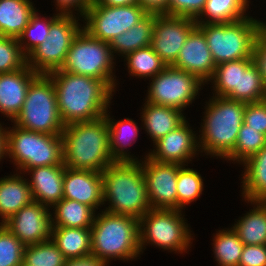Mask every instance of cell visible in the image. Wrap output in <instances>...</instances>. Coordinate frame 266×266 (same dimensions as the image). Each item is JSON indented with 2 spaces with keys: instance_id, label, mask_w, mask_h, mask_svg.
<instances>
[{
  "instance_id": "1",
  "label": "cell",
  "mask_w": 266,
  "mask_h": 266,
  "mask_svg": "<svg viewBox=\"0 0 266 266\" xmlns=\"http://www.w3.org/2000/svg\"><path fill=\"white\" fill-rule=\"evenodd\" d=\"M54 83L64 125L93 121L110 110L115 92L103 81L60 69L47 74Z\"/></svg>"
},
{
  "instance_id": "2",
  "label": "cell",
  "mask_w": 266,
  "mask_h": 266,
  "mask_svg": "<svg viewBox=\"0 0 266 266\" xmlns=\"http://www.w3.org/2000/svg\"><path fill=\"white\" fill-rule=\"evenodd\" d=\"M207 99L198 128L199 150L201 156L224 160L234 150L246 103L212 94Z\"/></svg>"
},
{
  "instance_id": "3",
  "label": "cell",
  "mask_w": 266,
  "mask_h": 266,
  "mask_svg": "<svg viewBox=\"0 0 266 266\" xmlns=\"http://www.w3.org/2000/svg\"><path fill=\"white\" fill-rule=\"evenodd\" d=\"M102 179L104 211L140 219L151 209L141 161H115Z\"/></svg>"
},
{
  "instance_id": "4",
  "label": "cell",
  "mask_w": 266,
  "mask_h": 266,
  "mask_svg": "<svg viewBox=\"0 0 266 266\" xmlns=\"http://www.w3.org/2000/svg\"><path fill=\"white\" fill-rule=\"evenodd\" d=\"M62 138L63 164L67 168L102 173L115 162L109 150V129L105 116L65 125Z\"/></svg>"
},
{
  "instance_id": "5",
  "label": "cell",
  "mask_w": 266,
  "mask_h": 266,
  "mask_svg": "<svg viewBox=\"0 0 266 266\" xmlns=\"http://www.w3.org/2000/svg\"><path fill=\"white\" fill-rule=\"evenodd\" d=\"M139 219L101 210L91 227V254L105 261H136L141 257Z\"/></svg>"
},
{
  "instance_id": "6",
  "label": "cell",
  "mask_w": 266,
  "mask_h": 266,
  "mask_svg": "<svg viewBox=\"0 0 266 266\" xmlns=\"http://www.w3.org/2000/svg\"><path fill=\"white\" fill-rule=\"evenodd\" d=\"M6 127V158L16 172L63 164L62 135L28 131L11 123ZM19 170V171H18Z\"/></svg>"
},
{
  "instance_id": "7",
  "label": "cell",
  "mask_w": 266,
  "mask_h": 266,
  "mask_svg": "<svg viewBox=\"0 0 266 266\" xmlns=\"http://www.w3.org/2000/svg\"><path fill=\"white\" fill-rule=\"evenodd\" d=\"M182 210L150 209L139 219L140 249L147 246L185 255L191 250L195 234Z\"/></svg>"
},
{
  "instance_id": "8",
  "label": "cell",
  "mask_w": 266,
  "mask_h": 266,
  "mask_svg": "<svg viewBox=\"0 0 266 266\" xmlns=\"http://www.w3.org/2000/svg\"><path fill=\"white\" fill-rule=\"evenodd\" d=\"M266 24L248 16L227 24H197L203 31L216 65L233 60L252 58L258 32Z\"/></svg>"
},
{
  "instance_id": "9",
  "label": "cell",
  "mask_w": 266,
  "mask_h": 266,
  "mask_svg": "<svg viewBox=\"0 0 266 266\" xmlns=\"http://www.w3.org/2000/svg\"><path fill=\"white\" fill-rule=\"evenodd\" d=\"M116 63L110 44L82 29L72 42L60 70L103 80L116 93L119 87V79H116L119 77L115 74Z\"/></svg>"
},
{
  "instance_id": "10",
  "label": "cell",
  "mask_w": 266,
  "mask_h": 266,
  "mask_svg": "<svg viewBox=\"0 0 266 266\" xmlns=\"http://www.w3.org/2000/svg\"><path fill=\"white\" fill-rule=\"evenodd\" d=\"M19 128L51 135H62L65 127L57 104L52 79L39 74L30 84L19 114L12 121Z\"/></svg>"
},
{
  "instance_id": "11",
  "label": "cell",
  "mask_w": 266,
  "mask_h": 266,
  "mask_svg": "<svg viewBox=\"0 0 266 266\" xmlns=\"http://www.w3.org/2000/svg\"><path fill=\"white\" fill-rule=\"evenodd\" d=\"M78 21H83V18L59 15L51 23L47 39L27 56V66L37 74L46 75L61 69L72 42L83 29Z\"/></svg>"
},
{
  "instance_id": "12",
  "label": "cell",
  "mask_w": 266,
  "mask_h": 266,
  "mask_svg": "<svg viewBox=\"0 0 266 266\" xmlns=\"http://www.w3.org/2000/svg\"><path fill=\"white\" fill-rule=\"evenodd\" d=\"M204 85L206 84L196 75L167 65L163 71L149 80L147 94L143 100L184 112L197 98L199 99Z\"/></svg>"
},
{
  "instance_id": "13",
  "label": "cell",
  "mask_w": 266,
  "mask_h": 266,
  "mask_svg": "<svg viewBox=\"0 0 266 266\" xmlns=\"http://www.w3.org/2000/svg\"><path fill=\"white\" fill-rule=\"evenodd\" d=\"M148 12L139 4L127 6L91 5L83 17V29L103 42L111 41L141 21Z\"/></svg>"
},
{
  "instance_id": "14",
  "label": "cell",
  "mask_w": 266,
  "mask_h": 266,
  "mask_svg": "<svg viewBox=\"0 0 266 266\" xmlns=\"http://www.w3.org/2000/svg\"><path fill=\"white\" fill-rule=\"evenodd\" d=\"M141 164L151 209L177 210V178L183 165L159 162L148 156Z\"/></svg>"
},
{
  "instance_id": "15",
  "label": "cell",
  "mask_w": 266,
  "mask_h": 266,
  "mask_svg": "<svg viewBox=\"0 0 266 266\" xmlns=\"http://www.w3.org/2000/svg\"><path fill=\"white\" fill-rule=\"evenodd\" d=\"M196 26L193 18L155 14L151 47L166 65H172Z\"/></svg>"
},
{
  "instance_id": "16",
  "label": "cell",
  "mask_w": 266,
  "mask_h": 266,
  "mask_svg": "<svg viewBox=\"0 0 266 266\" xmlns=\"http://www.w3.org/2000/svg\"><path fill=\"white\" fill-rule=\"evenodd\" d=\"M192 128V125L186 119L175 130L156 141L153 148L146 151L145 156L159 162L177 163L186 166L192 164L194 159L199 155L201 156L198 145V131Z\"/></svg>"
},
{
  "instance_id": "17",
  "label": "cell",
  "mask_w": 266,
  "mask_h": 266,
  "mask_svg": "<svg viewBox=\"0 0 266 266\" xmlns=\"http://www.w3.org/2000/svg\"><path fill=\"white\" fill-rule=\"evenodd\" d=\"M25 246L51 240L52 217L50 208L38 202L20 209L3 224Z\"/></svg>"
},
{
  "instance_id": "18",
  "label": "cell",
  "mask_w": 266,
  "mask_h": 266,
  "mask_svg": "<svg viewBox=\"0 0 266 266\" xmlns=\"http://www.w3.org/2000/svg\"><path fill=\"white\" fill-rule=\"evenodd\" d=\"M63 199H70L91 207L96 213L103 210L102 173L65 167Z\"/></svg>"
},
{
  "instance_id": "19",
  "label": "cell",
  "mask_w": 266,
  "mask_h": 266,
  "mask_svg": "<svg viewBox=\"0 0 266 266\" xmlns=\"http://www.w3.org/2000/svg\"><path fill=\"white\" fill-rule=\"evenodd\" d=\"M172 65L196 75L205 84L213 77L216 64L205 35L198 26L190 32L185 44L180 49L177 60Z\"/></svg>"
},
{
  "instance_id": "20",
  "label": "cell",
  "mask_w": 266,
  "mask_h": 266,
  "mask_svg": "<svg viewBox=\"0 0 266 266\" xmlns=\"http://www.w3.org/2000/svg\"><path fill=\"white\" fill-rule=\"evenodd\" d=\"M29 66L0 74V113L13 121L19 114L26 99L28 87L38 76Z\"/></svg>"
},
{
  "instance_id": "21",
  "label": "cell",
  "mask_w": 266,
  "mask_h": 266,
  "mask_svg": "<svg viewBox=\"0 0 266 266\" xmlns=\"http://www.w3.org/2000/svg\"><path fill=\"white\" fill-rule=\"evenodd\" d=\"M64 164L40 166L28 169L24 174L29 175L27 181L34 202L46 205L50 209L63 199Z\"/></svg>"
},
{
  "instance_id": "22",
  "label": "cell",
  "mask_w": 266,
  "mask_h": 266,
  "mask_svg": "<svg viewBox=\"0 0 266 266\" xmlns=\"http://www.w3.org/2000/svg\"><path fill=\"white\" fill-rule=\"evenodd\" d=\"M143 102L144 104L140 108L141 125L139 126H142L140 128L145 130L153 144L186 120V113L179 109Z\"/></svg>"
},
{
  "instance_id": "23",
  "label": "cell",
  "mask_w": 266,
  "mask_h": 266,
  "mask_svg": "<svg viewBox=\"0 0 266 266\" xmlns=\"http://www.w3.org/2000/svg\"><path fill=\"white\" fill-rule=\"evenodd\" d=\"M107 109L105 119L109 129V150L114 161H142L146 156H139L129 151L130 146L136 143L140 128L132 118L116 120ZM113 117V118H112ZM116 120V121H115Z\"/></svg>"
},
{
  "instance_id": "24",
  "label": "cell",
  "mask_w": 266,
  "mask_h": 266,
  "mask_svg": "<svg viewBox=\"0 0 266 266\" xmlns=\"http://www.w3.org/2000/svg\"><path fill=\"white\" fill-rule=\"evenodd\" d=\"M27 177L13 171L0 178V224L34 201Z\"/></svg>"
},
{
  "instance_id": "25",
  "label": "cell",
  "mask_w": 266,
  "mask_h": 266,
  "mask_svg": "<svg viewBox=\"0 0 266 266\" xmlns=\"http://www.w3.org/2000/svg\"><path fill=\"white\" fill-rule=\"evenodd\" d=\"M242 200L253 209L249 207L251 210L235 219L232 229L244 245H266V206L261 201Z\"/></svg>"
},
{
  "instance_id": "26",
  "label": "cell",
  "mask_w": 266,
  "mask_h": 266,
  "mask_svg": "<svg viewBox=\"0 0 266 266\" xmlns=\"http://www.w3.org/2000/svg\"><path fill=\"white\" fill-rule=\"evenodd\" d=\"M241 166L244 168L239 179L242 199L260 201L266 195V145Z\"/></svg>"
},
{
  "instance_id": "27",
  "label": "cell",
  "mask_w": 266,
  "mask_h": 266,
  "mask_svg": "<svg viewBox=\"0 0 266 266\" xmlns=\"http://www.w3.org/2000/svg\"><path fill=\"white\" fill-rule=\"evenodd\" d=\"M155 14L148 13L141 21L128 31L116 36L110 43L114 58L121 59L128 53L151 46ZM119 56V57H118ZM118 57V58H117Z\"/></svg>"
},
{
  "instance_id": "28",
  "label": "cell",
  "mask_w": 266,
  "mask_h": 266,
  "mask_svg": "<svg viewBox=\"0 0 266 266\" xmlns=\"http://www.w3.org/2000/svg\"><path fill=\"white\" fill-rule=\"evenodd\" d=\"M251 0H206L204 9L195 19L196 24H227L249 15Z\"/></svg>"
},
{
  "instance_id": "29",
  "label": "cell",
  "mask_w": 266,
  "mask_h": 266,
  "mask_svg": "<svg viewBox=\"0 0 266 266\" xmlns=\"http://www.w3.org/2000/svg\"><path fill=\"white\" fill-rule=\"evenodd\" d=\"M32 0H0V36L18 39L36 11Z\"/></svg>"
},
{
  "instance_id": "30",
  "label": "cell",
  "mask_w": 266,
  "mask_h": 266,
  "mask_svg": "<svg viewBox=\"0 0 266 266\" xmlns=\"http://www.w3.org/2000/svg\"><path fill=\"white\" fill-rule=\"evenodd\" d=\"M53 228H91L96 212L80 202L62 199L51 209Z\"/></svg>"
},
{
  "instance_id": "31",
  "label": "cell",
  "mask_w": 266,
  "mask_h": 266,
  "mask_svg": "<svg viewBox=\"0 0 266 266\" xmlns=\"http://www.w3.org/2000/svg\"><path fill=\"white\" fill-rule=\"evenodd\" d=\"M51 240L66 259L91 255V228H52Z\"/></svg>"
},
{
  "instance_id": "32",
  "label": "cell",
  "mask_w": 266,
  "mask_h": 266,
  "mask_svg": "<svg viewBox=\"0 0 266 266\" xmlns=\"http://www.w3.org/2000/svg\"><path fill=\"white\" fill-rule=\"evenodd\" d=\"M228 98L245 103L266 100V85L252 58L240 59L239 90H235Z\"/></svg>"
},
{
  "instance_id": "33",
  "label": "cell",
  "mask_w": 266,
  "mask_h": 266,
  "mask_svg": "<svg viewBox=\"0 0 266 266\" xmlns=\"http://www.w3.org/2000/svg\"><path fill=\"white\" fill-rule=\"evenodd\" d=\"M129 77L144 81L153 78L167 66L151 46L137 49L123 57Z\"/></svg>"
},
{
  "instance_id": "34",
  "label": "cell",
  "mask_w": 266,
  "mask_h": 266,
  "mask_svg": "<svg viewBox=\"0 0 266 266\" xmlns=\"http://www.w3.org/2000/svg\"><path fill=\"white\" fill-rule=\"evenodd\" d=\"M212 248L217 266H239L244 244L237 233L230 228H223L213 233Z\"/></svg>"
},
{
  "instance_id": "35",
  "label": "cell",
  "mask_w": 266,
  "mask_h": 266,
  "mask_svg": "<svg viewBox=\"0 0 266 266\" xmlns=\"http://www.w3.org/2000/svg\"><path fill=\"white\" fill-rule=\"evenodd\" d=\"M38 10L31 15L28 25L17 39L26 57L47 39L51 23L60 15L54 12L52 16H44Z\"/></svg>"
},
{
  "instance_id": "36",
  "label": "cell",
  "mask_w": 266,
  "mask_h": 266,
  "mask_svg": "<svg viewBox=\"0 0 266 266\" xmlns=\"http://www.w3.org/2000/svg\"><path fill=\"white\" fill-rule=\"evenodd\" d=\"M202 175L195 170L183 165L177 178V210H185L192 202L199 200L203 194L204 182Z\"/></svg>"
},
{
  "instance_id": "37",
  "label": "cell",
  "mask_w": 266,
  "mask_h": 266,
  "mask_svg": "<svg viewBox=\"0 0 266 266\" xmlns=\"http://www.w3.org/2000/svg\"><path fill=\"white\" fill-rule=\"evenodd\" d=\"M266 145V135L242 124L234 150L224 159L233 164L241 165L248 158L258 153Z\"/></svg>"
},
{
  "instance_id": "38",
  "label": "cell",
  "mask_w": 266,
  "mask_h": 266,
  "mask_svg": "<svg viewBox=\"0 0 266 266\" xmlns=\"http://www.w3.org/2000/svg\"><path fill=\"white\" fill-rule=\"evenodd\" d=\"M239 80L240 59L216 65L213 77L206 85H212L213 95L228 98L235 90H239Z\"/></svg>"
},
{
  "instance_id": "39",
  "label": "cell",
  "mask_w": 266,
  "mask_h": 266,
  "mask_svg": "<svg viewBox=\"0 0 266 266\" xmlns=\"http://www.w3.org/2000/svg\"><path fill=\"white\" fill-rule=\"evenodd\" d=\"M23 262L29 266H64L66 258L52 240L26 245Z\"/></svg>"
},
{
  "instance_id": "40",
  "label": "cell",
  "mask_w": 266,
  "mask_h": 266,
  "mask_svg": "<svg viewBox=\"0 0 266 266\" xmlns=\"http://www.w3.org/2000/svg\"><path fill=\"white\" fill-rule=\"evenodd\" d=\"M27 65V57L16 38L0 36V74L13 72Z\"/></svg>"
},
{
  "instance_id": "41",
  "label": "cell",
  "mask_w": 266,
  "mask_h": 266,
  "mask_svg": "<svg viewBox=\"0 0 266 266\" xmlns=\"http://www.w3.org/2000/svg\"><path fill=\"white\" fill-rule=\"evenodd\" d=\"M25 245L0 224V266H21Z\"/></svg>"
},
{
  "instance_id": "42",
  "label": "cell",
  "mask_w": 266,
  "mask_h": 266,
  "mask_svg": "<svg viewBox=\"0 0 266 266\" xmlns=\"http://www.w3.org/2000/svg\"><path fill=\"white\" fill-rule=\"evenodd\" d=\"M243 123L266 135V100L246 103Z\"/></svg>"
},
{
  "instance_id": "43",
  "label": "cell",
  "mask_w": 266,
  "mask_h": 266,
  "mask_svg": "<svg viewBox=\"0 0 266 266\" xmlns=\"http://www.w3.org/2000/svg\"><path fill=\"white\" fill-rule=\"evenodd\" d=\"M205 3L206 0H168V15L196 19Z\"/></svg>"
},
{
  "instance_id": "44",
  "label": "cell",
  "mask_w": 266,
  "mask_h": 266,
  "mask_svg": "<svg viewBox=\"0 0 266 266\" xmlns=\"http://www.w3.org/2000/svg\"><path fill=\"white\" fill-rule=\"evenodd\" d=\"M252 59L266 85V24L256 36Z\"/></svg>"
},
{
  "instance_id": "45",
  "label": "cell",
  "mask_w": 266,
  "mask_h": 266,
  "mask_svg": "<svg viewBox=\"0 0 266 266\" xmlns=\"http://www.w3.org/2000/svg\"><path fill=\"white\" fill-rule=\"evenodd\" d=\"M55 11L60 15H75L83 18L93 0H53Z\"/></svg>"
},
{
  "instance_id": "46",
  "label": "cell",
  "mask_w": 266,
  "mask_h": 266,
  "mask_svg": "<svg viewBox=\"0 0 266 266\" xmlns=\"http://www.w3.org/2000/svg\"><path fill=\"white\" fill-rule=\"evenodd\" d=\"M239 266H266V245H244Z\"/></svg>"
},
{
  "instance_id": "47",
  "label": "cell",
  "mask_w": 266,
  "mask_h": 266,
  "mask_svg": "<svg viewBox=\"0 0 266 266\" xmlns=\"http://www.w3.org/2000/svg\"><path fill=\"white\" fill-rule=\"evenodd\" d=\"M148 13L168 15V0H138Z\"/></svg>"
},
{
  "instance_id": "48",
  "label": "cell",
  "mask_w": 266,
  "mask_h": 266,
  "mask_svg": "<svg viewBox=\"0 0 266 266\" xmlns=\"http://www.w3.org/2000/svg\"><path fill=\"white\" fill-rule=\"evenodd\" d=\"M64 266H109V265L105 261L91 254L85 257L66 259Z\"/></svg>"
},
{
  "instance_id": "49",
  "label": "cell",
  "mask_w": 266,
  "mask_h": 266,
  "mask_svg": "<svg viewBox=\"0 0 266 266\" xmlns=\"http://www.w3.org/2000/svg\"><path fill=\"white\" fill-rule=\"evenodd\" d=\"M134 4H139L138 0H93L91 5L127 6Z\"/></svg>"
},
{
  "instance_id": "50",
  "label": "cell",
  "mask_w": 266,
  "mask_h": 266,
  "mask_svg": "<svg viewBox=\"0 0 266 266\" xmlns=\"http://www.w3.org/2000/svg\"><path fill=\"white\" fill-rule=\"evenodd\" d=\"M2 121H0V162L4 161L3 159L6 160V126L3 123H1ZM5 125V127H4Z\"/></svg>"
},
{
  "instance_id": "51",
  "label": "cell",
  "mask_w": 266,
  "mask_h": 266,
  "mask_svg": "<svg viewBox=\"0 0 266 266\" xmlns=\"http://www.w3.org/2000/svg\"><path fill=\"white\" fill-rule=\"evenodd\" d=\"M260 201L266 206V195Z\"/></svg>"
},
{
  "instance_id": "52",
  "label": "cell",
  "mask_w": 266,
  "mask_h": 266,
  "mask_svg": "<svg viewBox=\"0 0 266 266\" xmlns=\"http://www.w3.org/2000/svg\"><path fill=\"white\" fill-rule=\"evenodd\" d=\"M21 266H29V265H26V264L23 262Z\"/></svg>"
}]
</instances>
